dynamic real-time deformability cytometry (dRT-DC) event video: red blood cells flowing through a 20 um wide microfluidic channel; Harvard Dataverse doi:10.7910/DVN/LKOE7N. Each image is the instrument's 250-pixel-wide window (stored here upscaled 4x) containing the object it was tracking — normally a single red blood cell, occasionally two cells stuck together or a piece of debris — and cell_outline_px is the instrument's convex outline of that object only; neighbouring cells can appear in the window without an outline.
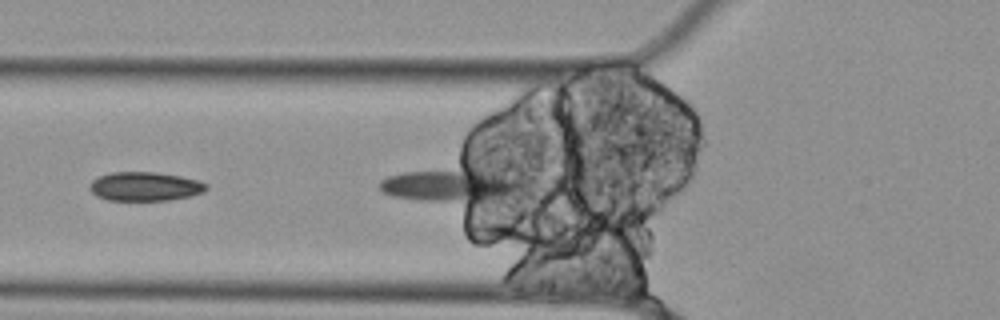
{"species": "Egyptian fruit bat (a non-hibernating species)", "species_latin": "Rousettus aegyptiacus", "temperature_condition": "cold", "stored_images_in_passage": 4, "segment_of_instrument_passage": [2, 2], "camera_frame_rate_fps": 3000, "um_per_image_px": 0.085, "animal": {"sex": "female"}, "frame": {"image": 1, "passage_image": 3, "time_ms": 0.667, "image_size_px": [1000, 320], "cell_outline_px": [[208, 188], [204, 192], [188, 196], [168, 200], [108, 200], [96, 196], [88, 188], [92, 180], [100, 176], [112, 172], [156, 172], [180, 176], [196, 180], [208, 184]], "centroid_in_image_um": [12.3, 15.84], "position_along_channel_um": 113.5, "area_um2": 19.59}}